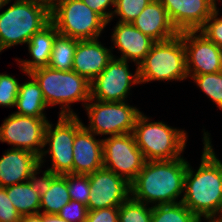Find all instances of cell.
I'll return each instance as SVG.
<instances>
[{
  "label": "cell",
  "instance_id": "6da1fadb",
  "mask_svg": "<svg viewBox=\"0 0 222 222\" xmlns=\"http://www.w3.org/2000/svg\"><path fill=\"white\" fill-rule=\"evenodd\" d=\"M203 132L201 162L197 171L188 162L181 201L200 220L222 217V161L215 154L210 133Z\"/></svg>",
  "mask_w": 222,
  "mask_h": 222
},
{
  "label": "cell",
  "instance_id": "7a4b0ae2",
  "mask_svg": "<svg viewBox=\"0 0 222 222\" xmlns=\"http://www.w3.org/2000/svg\"><path fill=\"white\" fill-rule=\"evenodd\" d=\"M187 166L188 161L184 157L146 161L130 184L131 197L146 205L151 203V206L181 202Z\"/></svg>",
  "mask_w": 222,
  "mask_h": 222
},
{
  "label": "cell",
  "instance_id": "3957f363",
  "mask_svg": "<svg viewBox=\"0 0 222 222\" xmlns=\"http://www.w3.org/2000/svg\"><path fill=\"white\" fill-rule=\"evenodd\" d=\"M28 74L39 84L48 107L61 106L59 115H77L70 104L83 102L85 107L91 98L90 82L73 70L61 71L47 66Z\"/></svg>",
  "mask_w": 222,
  "mask_h": 222
},
{
  "label": "cell",
  "instance_id": "277c9868",
  "mask_svg": "<svg viewBox=\"0 0 222 222\" xmlns=\"http://www.w3.org/2000/svg\"><path fill=\"white\" fill-rule=\"evenodd\" d=\"M50 22V8L34 0H15L0 12V53L31 37Z\"/></svg>",
  "mask_w": 222,
  "mask_h": 222
},
{
  "label": "cell",
  "instance_id": "5b68a950",
  "mask_svg": "<svg viewBox=\"0 0 222 222\" xmlns=\"http://www.w3.org/2000/svg\"><path fill=\"white\" fill-rule=\"evenodd\" d=\"M150 120L141 113L132 132L145 161L173 160L183 157L181 154L186 148L187 132L168 126L162 121L150 122Z\"/></svg>",
  "mask_w": 222,
  "mask_h": 222
},
{
  "label": "cell",
  "instance_id": "8992f818",
  "mask_svg": "<svg viewBox=\"0 0 222 222\" xmlns=\"http://www.w3.org/2000/svg\"><path fill=\"white\" fill-rule=\"evenodd\" d=\"M139 83L152 81H183L188 78L182 32L155 42L145 59L138 65Z\"/></svg>",
  "mask_w": 222,
  "mask_h": 222
},
{
  "label": "cell",
  "instance_id": "52a82bcc",
  "mask_svg": "<svg viewBox=\"0 0 222 222\" xmlns=\"http://www.w3.org/2000/svg\"><path fill=\"white\" fill-rule=\"evenodd\" d=\"M50 21L60 35L78 40L99 38L106 21L82 0H56Z\"/></svg>",
  "mask_w": 222,
  "mask_h": 222
},
{
  "label": "cell",
  "instance_id": "ba28073f",
  "mask_svg": "<svg viewBox=\"0 0 222 222\" xmlns=\"http://www.w3.org/2000/svg\"><path fill=\"white\" fill-rule=\"evenodd\" d=\"M78 115H59L53 128L52 122L48 121L45 129L44 147L39 158V166L42 168L44 157L47 154L51 158V167L45 173L52 175H65L73 173V142L76 131L84 124ZM43 163V164H42Z\"/></svg>",
  "mask_w": 222,
  "mask_h": 222
},
{
  "label": "cell",
  "instance_id": "9c48e42d",
  "mask_svg": "<svg viewBox=\"0 0 222 222\" xmlns=\"http://www.w3.org/2000/svg\"><path fill=\"white\" fill-rule=\"evenodd\" d=\"M88 126L95 135L117 136L132 133L138 116L142 113L127 102H102L91 99L85 105Z\"/></svg>",
  "mask_w": 222,
  "mask_h": 222
},
{
  "label": "cell",
  "instance_id": "30bf717a",
  "mask_svg": "<svg viewBox=\"0 0 222 222\" xmlns=\"http://www.w3.org/2000/svg\"><path fill=\"white\" fill-rule=\"evenodd\" d=\"M113 56L107 67L90 82L91 99L102 102H127L131 86L140 84L138 67L134 74L126 60Z\"/></svg>",
  "mask_w": 222,
  "mask_h": 222
},
{
  "label": "cell",
  "instance_id": "8fae6325",
  "mask_svg": "<svg viewBox=\"0 0 222 222\" xmlns=\"http://www.w3.org/2000/svg\"><path fill=\"white\" fill-rule=\"evenodd\" d=\"M132 133L103 138V168L132 183L145 163Z\"/></svg>",
  "mask_w": 222,
  "mask_h": 222
},
{
  "label": "cell",
  "instance_id": "7c38bea8",
  "mask_svg": "<svg viewBox=\"0 0 222 222\" xmlns=\"http://www.w3.org/2000/svg\"><path fill=\"white\" fill-rule=\"evenodd\" d=\"M47 118L10 114L0 126V142L13 145L14 149L30 151L39 158L45 149Z\"/></svg>",
  "mask_w": 222,
  "mask_h": 222
},
{
  "label": "cell",
  "instance_id": "4fadbf2b",
  "mask_svg": "<svg viewBox=\"0 0 222 222\" xmlns=\"http://www.w3.org/2000/svg\"><path fill=\"white\" fill-rule=\"evenodd\" d=\"M90 191L88 210L119 207L131 196L130 183L106 168L88 174Z\"/></svg>",
  "mask_w": 222,
  "mask_h": 222
},
{
  "label": "cell",
  "instance_id": "5bb4252c",
  "mask_svg": "<svg viewBox=\"0 0 222 222\" xmlns=\"http://www.w3.org/2000/svg\"><path fill=\"white\" fill-rule=\"evenodd\" d=\"M188 77L221 71L222 49L199 31H183Z\"/></svg>",
  "mask_w": 222,
  "mask_h": 222
},
{
  "label": "cell",
  "instance_id": "9a60e30c",
  "mask_svg": "<svg viewBox=\"0 0 222 222\" xmlns=\"http://www.w3.org/2000/svg\"><path fill=\"white\" fill-rule=\"evenodd\" d=\"M177 31H198L217 8L218 0H159Z\"/></svg>",
  "mask_w": 222,
  "mask_h": 222
},
{
  "label": "cell",
  "instance_id": "2e32d148",
  "mask_svg": "<svg viewBox=\"0 0 222 222\" xmlns=\"http://www.w3.org/2000/svg\"><path fill=\"white\" fill-rule=\"evenodd\" d=\"M41 171L39 157L22 149L11 148L0 158V187L30 181Z\"/></svg>",
  "mask_w": 222,
  "mask_h": 222
},
{
  "label": "cell",
  "instance_id": "e0dca14e",
  "mask_svg": "<svg viewBox=\"0 0 222 222\" xmlns=\"http://www.w3.org/2000/svg\"><path fill=\"white\" fill-rule=\"evenodd\" d=\"M113 28L111 43L113 42L114 46H111V50L117 48L121 53L119 59L132 61L138 67L155 41L143 34L132 23L117 22Z\"/></svg>",
  "mask_w": 222,
  "mask_h": 222
},
{
  "label": "cell",
  "instance_id": "ac0fdd59",
  "mask_svg": "<svg viewBox=\"0 0 222 222\" xmlns=\"http://www.w3.org/2000/svg\"><path fill=\"white\" fill-rule=\"evenodd\" d=\"M113 56L111 48H106L98 38L79 40L72 70L91 82L107 67Z\"/></svg>",
  "mask_w": 222,
  "mask_h": 222
},
{
  "label": "cell",
  "instance_id": "d6986e66",
  "mask_svg": "<svg viewBox=\"0 0 222 222\" xmlns=\"http://www.w3.org/2000/svg\"><path fill=\"white\" fill-rule=\"evenodd\" d=\"M84 124L76 131L73 142V174H90L103 168V139Z\"/></svg>",
  "mask_w": 222,
  "mask_h": 222
},
{
  "label": "cell",
  "instance_id": "ffe728a7",
  "mask_svg": "<svg viewBox=\"0 0 222 222\" xmlns=\"http://www.w3.org/2000/svg\"><path fill=\"white\" fill-rule=\"evenodd\" d=\"M131 23L155 42L166 41L179 34L159 0H152Z\"/></svg>",
  "mask_w": 222,
  "mask_h": 222
},
{
  "label": "cell",
  "instance_id": "44dd1931",
  "mask_svg": "<svg viewBox=\"0 0 222 222\" xmlns=\"http://www.w3.org/2000/svg\"><path fill=\"white\" fill-rule=\"evenodd\" d=\"M58 34L55 25L51 21L39 32L35 33L27 42L28 53L32 60L16 59L21 68L20 70L28 74L37 68L47 67L52 52L53 42Z\"/></svg>",
  "mask_w": 222,
  "mask_h": 222
},
{
  "label": "cell",
  "instance_id": "7402d4cb",
  "mask_svg": "<svg viewBox=\"0 0 222 222\" xmlns=\"http://www.w3.org/2000/svg\"><path fill=\"white\" fill-rule=\"evenodd\" d=\"M40 211L44 214H58L71 199L68 192L67 174L42 173Z\"/></svg>",
  "mask_w": 222,
  "mask_h": 222
},
{
  "label": "cell",
  "instance_id": "603a6c76",
  "mask_svg": "<svg viewBox=\"0 0 222 222\" xmlns=\"http://www.w3.org/2000/svg\"><path fill=\"white\" fill-rule=\"evenodd\" d=\"M41 186L42 177L36 176L30 181L7 187L9 200L21 216L40 212Z\"/></svg>",
  "mask_w": 222,
  "mask_h": 222
},
{
  "label": "cell",
  "instance_id": "cb8c5ba5",
  "mask_svg": "<svg viewBox=\"0 0 222 222\" xmlns=\"http://www.w3.org/2000/svg\"><path fill=\"white\" fill-rule=\"evenodd\" d=\"M30 81L21 83L16 100V109L14 112L19 115L34 116L37 118H47L45 108H48L42 90L36 80L26 74Z\"/></svg>",
  "mask_w": 222,
  "mask_h": 222
},
{
  "label": "cell",
  "instance_id": "d4e9b609",
  "mask_svg": "<svg viewBox=\"0 0 222 222\" xmlns=\"http://www.w3.org/2000/svg\"><path fill=\"white\" fill-rule=\"evenodd\" d=\"M78 41V39L58 34L53 42L48 66L56 70L71 71Z\"/></svg>",
  "mask_w": 222,
  "mask_h": 222
},
{
  "label": "cell",
  "instance_id": "484cf974",
  "mask_svg": "<svg viewBox=\"0 0 222 222\" xmlns=\"http://www.w3.org/2000/svg\"><path fill=\"white\" fill-rule=\"evenodd\" d=\"M151 222H200L182 202L152 206Z\"/></svg>",
  "mask_w": 222,
  "mask_h": 222
},
{
  "label": "cell",
  "instance_id": "4316f807",
  "mask_svg": "<svg viewBox=\"0 0 222 222\" xmlns=\"http://www.w3.org/2000/svg\"><path fill=\"white\" fill-rule=\"evenodd\" d=\"M152 206L133 199L131 196L119 206L118 222H151Z\"/></svg>",
  "mask_w": 222,
  "mask_h": 222
},
{
  "label": "cell",
  "instance_id": "83f0119b",
  "mask_svg": "<svg viewBox=\"0 0 222 222\" xmlns=\"http://www.w3.org/2000/svg\"><path fill=\"white\" fill-rule=\"evenodd\" d=\"M191 79L222 110V72L194 75Z\"/></svg>",
  "mask_w": 222,
  "mask_h": 222
},
{
  "label": "cell",
  "instance_id": "f1b7e54d",
  "mask_svg": "<svg viewBox=\"0 0 222 222\" xmlns=\"http://www.w3.org/2000/svg\"><path fill=\"white\" fill-rule=\"evenodd\" d=\"M152 0H115L112 19L118 16L122 23H131Z\"/></svg>",
  "mask_w": 222,
  "mask_h": 222
},
{
  "label": "cell",
  "instance_id": "f546056e",
  "mask_svg": "<svg viewBox=\"0 0 222 222\" xmlns=\"http://www.w3.org/2000/svg\"><path fill=\"white\" fill-rule=\"evenodd\" d=\"M68 192L71 200L88 205L90 180L87 174H67Z\"/></svg>",
  "mask_w": 222,
  "mask_h": 222
},
{
  "label": "cell",
  "instance_id": "4dcf8cb0",
  "mask_svg": "<svg viewBox=\"0 0 222 222\" xmlns=\"http://www.w3.org/2000/svg\"><path fill=\"white\" fill-rule=\"evenodd\" d=\"M20 82L9 74L0 73V106L11 107L16 105Z\"/></svg>",
  "mask_w": 222,
  "mask_h": 222
},
{
  "label": "cell",
  "instance_id": "1f68e13d",
  "mask_svg": "<svg viewBox=\"0 0 222 222\" xmlns=\"http://www.w3.org/2000/svg\"><path fill=\"white\" fill-rule=\"evenodd\" d=\"M219 13L216 8L198 31L222 49V16L218 17Z\"/></svg>",
  "mask_w": 222,
  "mask_h": 222
},
{
  "label": "cell",
  "instance_id": "d6a6232c",
  "mask_svg": "<svg viewBox=\"0 0 222 222\" xmlns=\"http://www.w3.org/2000/svg\"><path fill=\"white\" fill-rule=\"evenodd\" d=\"M88 214L86 205L70 200L58 213V215L68 222H85Z\"/></svg>",
  "mask_w": 222,
  "mask_h": 222
},
{
  "label": "cell",
  "instance_id": "836d02e7",
  "mask_svg": "<svg viewBox=\"0 0 222 222\" xmlns=\"http://www.w3.org/2000/svg\"><path fill=\"white\" fill-rule=\"evenodd\" d=\"M22 216L7 195V187H0V222H21Z\"/></svg>",
  "mask_w": 222,
  "mask_h": 222
},
{
  "label": "cell",
  "instance_id": "e575fe53",
  "mask_svg": "<svg viewBox=\"0 0 222 222\" xmlns=\"http://www.w3.org/2000/svg\"><path fill=\"white\" fill-rule=\"evenodd\" d=\"M119 207L88 210L85 222H118Z\"/></svg>",
  "mask_w": 222,
  "mask_h": 222
},
{
  "label": "cell",
  "instance_id": "d590c367",
  "mask_svg": "<svg viewBox=\"0 0 222 222\" xmlns=\"http://www.w3.org/2000/svg\"><path fill=\"white\" fill-rule=\"evenodd\" d=\"M93 11L98 13L105 21L106 25L112 20L113 10L108 9L115 6V0H82ZM107 10V11H106Z\"/></svg>",
  "mask_w": 222,
  "mask_h": 222
},
{
  "label": "cell",
  "instance_id": "8d00e7d4",
  "mask_svg": "<svg viewBox=\"0 0 222 222\" xmlns=\"http://www.w3.org/2000/svg\"><path fill=\"white\" fill-rule=\"evenodd\" d=\"M21 222H44L43 213L24 215Z\"/></svg>",
  "mask_w": 222,
  "mask_h": 222
},
{
  "label": "cell",
  "instance_id": "74e56055",
  "mask_svg": "<svg viewBox=\"0 0 222 222\" xmlns=\"http://www.w3.org/2000/svg\"><path fill=\"white\" fill-rule=\"evenodd\" d=\"M43 221L44 222H68L65 219H62L58 214H44V213H43Z\"/></svg>",
  "mask_w": 222,
  "mask_h": 222
},
{
  "label": "cell",
  "instance_id": "f35d334b",
  "mask_svg": "<svg viewBox=\"0 0 222 222\" xmlns=\"http://www.w3.org/2000/svg\"><path fill=\"white\" fill-rule=\"evenodd\" d=\"M34 1H38V2L44 3V4H46L49 8H51V7L54 5V3H55L56 0H34Z\"/></svg>",
  "mask_w": 222,
  "mask_h": 222
},
{
  "label": "cell",
  "instance_id": "ab89813d",
  "mask_svg": "<svg viewBox=\"0 0 222 222\" xmlns=\"http://www.w3.org/2000/svg\"><path fill=\"white\" fill-rule=\"evenodd\" d=\"M204 220H207L208 222H222V217L206 218ZM200 222H202V220H200Z\"/></svg>",
  "mask_w": 222,
  "mask_h": 222
},
{
  "label": "cell",
  "instance_id": "60d3db41",
  "mask_svg": "<svg viewBox=\"0 0 222 222\" xmlns=\"http://www.w3.org/2000/svg\"><path fill=\"white\" fill-rule=\"evenodd\" d=\"M9 3H11V0H0V11H2V8L8 5Z\"/></svg>",
  "mask_w": 222,
  "mask_h": 222
}]
</instances>
